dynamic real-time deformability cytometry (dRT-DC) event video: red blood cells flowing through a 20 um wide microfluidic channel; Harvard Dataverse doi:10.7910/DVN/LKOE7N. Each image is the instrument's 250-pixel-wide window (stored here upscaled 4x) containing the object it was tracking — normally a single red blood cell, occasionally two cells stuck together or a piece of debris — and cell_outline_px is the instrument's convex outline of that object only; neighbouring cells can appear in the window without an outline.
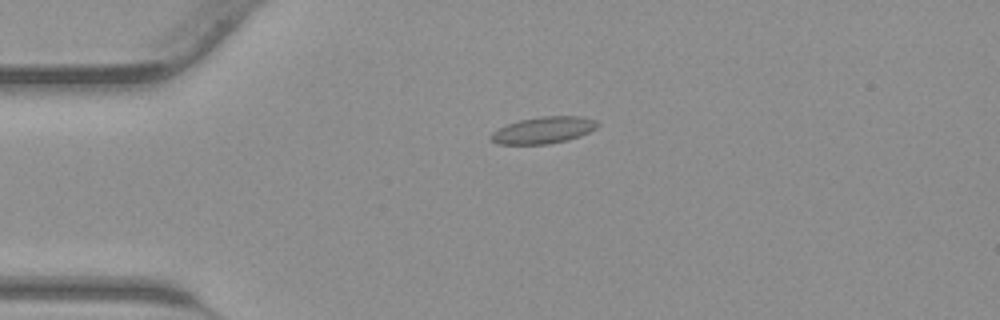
{"species": "common noctule bat (a hibernating species)", "species_latin": "Nyctalus noctula", "temperature_condition": "warm", "stored_images_in_passage": 41, "camera_frame_rate_fps": 3000, "um_per_image_px": 0.085, "animal": {"sex": "male", "body_mass_g": 23.1, "forearm_length_mm": 52.7}, "frame": {"image": 1, "passage_image": 8, "time_ms": 2.333, "image_size_px": [1000, 320], "cell_outline_px": [[600, 124], [596, 128], [580, 136], [568, 140], [548, 144], [500, 144], [492, 140], [488, 136], [492, 132], [508, 124], [520, 120], [544, 116], [580, 116], [596, 120]], "centroid_in_image_um": [46.22, 11.06], "position_along_channel_um": 38.8, "area_um2": 16.47}}
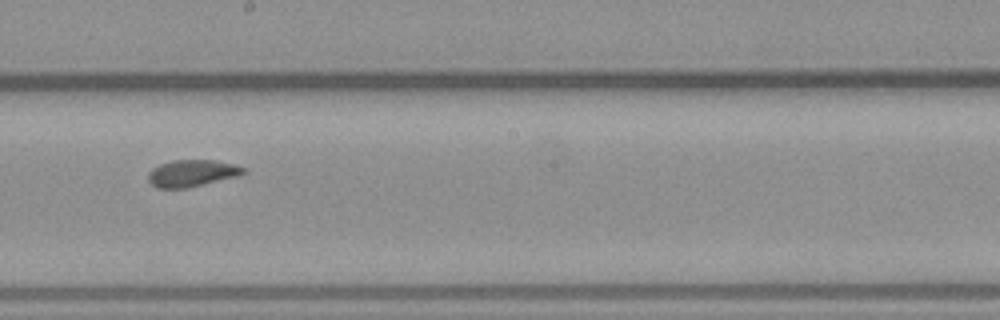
{"frame": {"image": 2, "passage_image": 22, "time_ms": 7.0, "image_size_px": [1000, 320], "cell_outline_px": [[248, 172], [240, 176], [184, 188], [156, 188], [148, 180], [148, 172], [152, 168], [160, 164], [172, 160], [216, 160], [232, 164], [244, 168]], "centroid_in_image_um": [16.32, 14.72], "position_along_channel_um": 231.9, "area_um2": 14.91}}
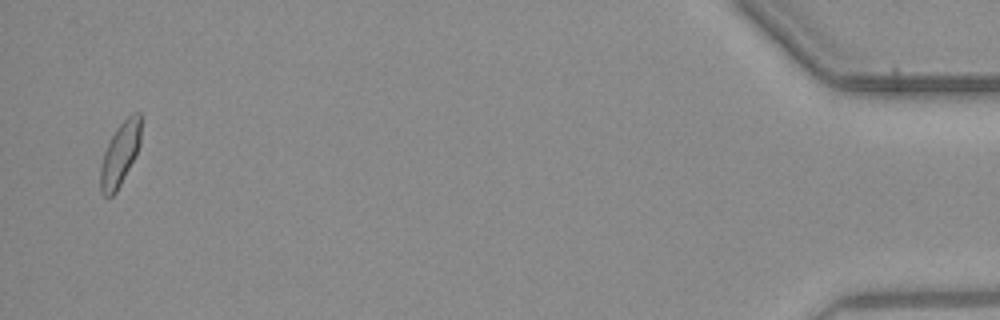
{"frame": {"image": 3, "passage_image": 40, "time_ms": 13.0, "image_size_px": [1000, 320], "cell_outline_px": [[140, 144], [116, 192], [112, 196], [104, 196], [100, 192], [100, 164], [104, 152], [116, 128], [132, 112], [140, 112]], "centroid_in_image_um": [10.17, 13.1], "position_along_channel_um": 425.0, "area_um2": 14.62}}